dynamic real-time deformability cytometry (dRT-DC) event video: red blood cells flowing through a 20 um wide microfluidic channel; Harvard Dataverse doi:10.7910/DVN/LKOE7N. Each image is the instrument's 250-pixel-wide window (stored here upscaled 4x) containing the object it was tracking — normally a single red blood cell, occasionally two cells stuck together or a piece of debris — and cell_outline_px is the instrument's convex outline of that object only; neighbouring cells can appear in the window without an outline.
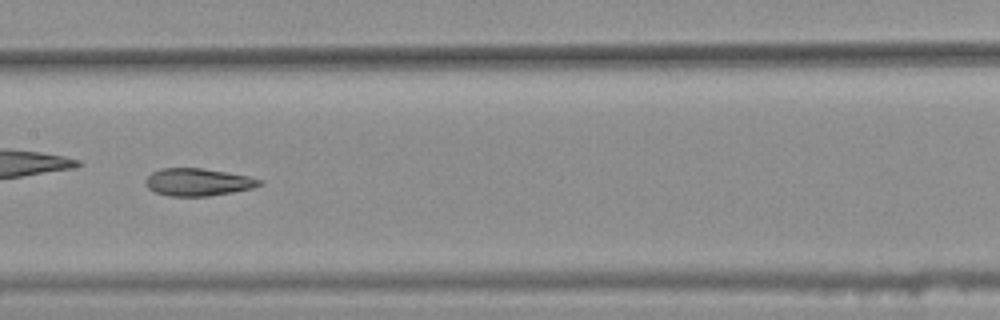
{"species": "common noctule bat (a hibernating species)", "species_latin": "Nyctalus noctula", "temperature_condition": "warm", "stored_images_in_passage": 45, "camera_frame_rate_fps": 3000, "um_per_image_px": 0.085, "animal": {"sex": "female", "body_mass_g": 25.1}, "frame": {"image": 1, "passage_image": 26, "time_ms": 8.333, "image_size_px": [1000, 320], "cell_outline_px": [[264, 184], [252, 188], [232, 192], [208, 196], [168, 196], [156, 192], [148, 188], [144, 184], [144, 180], [152, 172], [160, 168], [200, 168], [248, 176], [264, 180]], "centroid_in_image_um": [16.81, 15.48], "position_along_channel_um": 190.6, "area_um2": 18.26}}
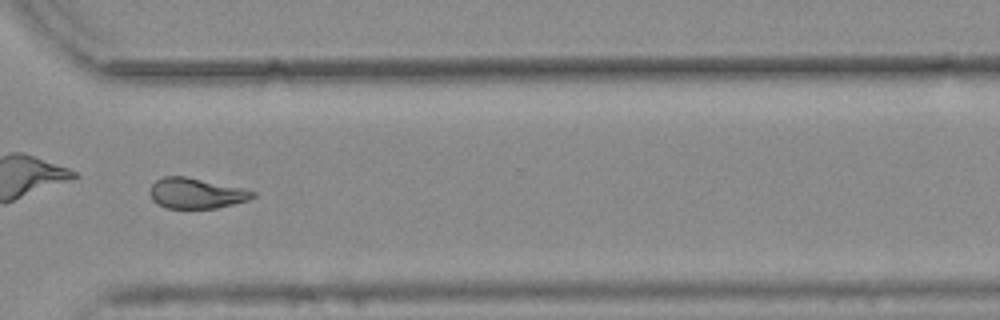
{"frame": {"image": 2, "passage_image": 39, "time_ms": 12.667, "image_size_px": [1000, 320], "cell_outline_px": [[256, 196], [248, 200], [216, 208], [168, 208], [152, 200], [152, 184], [156, 180], [164, 176], [184, 176], [244, 188], [256, 192]], "centroid_in_image_um": [16.72, 16.42], "position_along_channel_um": 353.9, "area_um2": 17.98}, "authors_computed_cell_mechanics": {"area_um2": 19.1896, "velocity_mm_per_s": 3.7585, "shape_relaxation_time_tau1_ms": null, "shape_relaxation_time_tau2_ms": 3.3079, "deformation_change_tau1": null, "deformation_change_tau2": 0.1036}}